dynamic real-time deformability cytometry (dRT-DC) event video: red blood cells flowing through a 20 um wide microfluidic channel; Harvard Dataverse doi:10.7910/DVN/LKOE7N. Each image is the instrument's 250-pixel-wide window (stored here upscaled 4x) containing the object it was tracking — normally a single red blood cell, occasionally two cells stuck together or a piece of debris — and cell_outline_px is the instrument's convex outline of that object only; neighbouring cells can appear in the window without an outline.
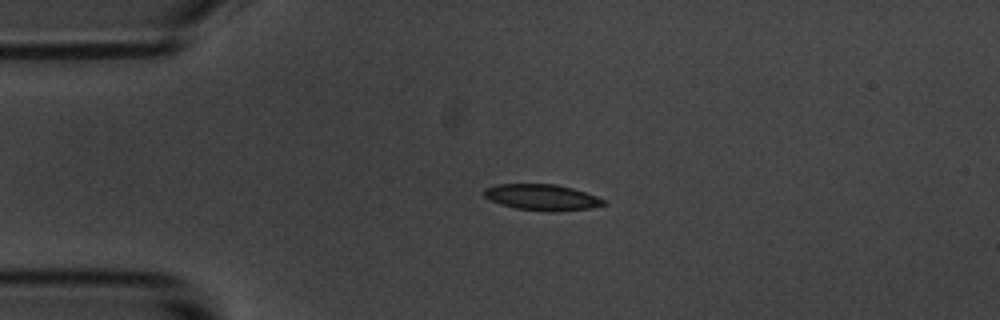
{"species": "common noctule bat (a hibernating species)", "species_latin": "Nyctalus noctula", "temperature_condition": "room temperature", "stored_images_in_passage": 2, "camera_frame_rate_fps": 3000, "um_per_image_px": 0.085, "animal": {"sex": "male", "body_mass_g": 20.1, "forearm_length_mm": 53.5}, "frame": {"image": 1, "passage_image": 1, "time_ms": 0.0, "image_size_px": [1000, 320], "cell_outline_px": [[608, 204], [592, 208], [552, 212], [516, 208], [500, 204], [484, 196], [484, 188], [496, 184], [556, 184], [572, 188], [608, 200]], "centroid_in_image_um": [46.12, 16.77], "position_along_channel_um": 38.9, "area_um2": 18.21}}